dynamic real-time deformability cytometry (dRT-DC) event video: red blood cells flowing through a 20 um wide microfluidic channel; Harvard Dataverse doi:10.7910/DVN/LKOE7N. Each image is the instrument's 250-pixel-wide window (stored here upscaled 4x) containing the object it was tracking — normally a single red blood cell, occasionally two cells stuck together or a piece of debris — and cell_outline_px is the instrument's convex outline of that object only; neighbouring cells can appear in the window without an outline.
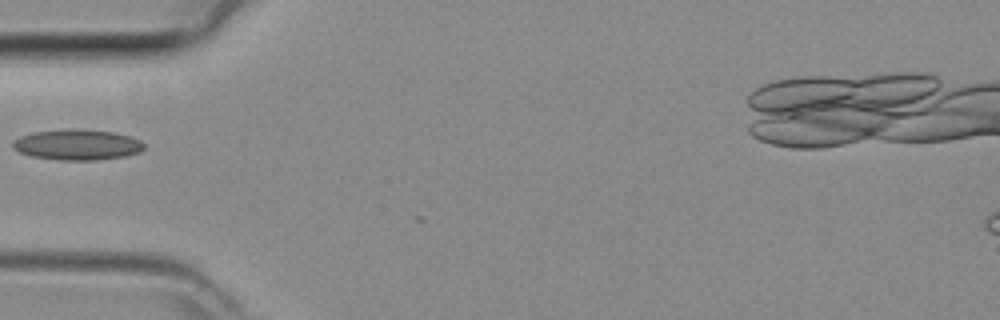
{"species": "common noctule bat (a hibernating species)", "species_latin": "Nyctalus noctula", "temperature_condition": "room temperature", "stored_images_in_passage": 6, "camera_frame_rate_fps": 3000, "um_per_image_px": 0.085, "animal": {"sex": "female", "body_mass_g": 29.2, "forearm_length_mm": 56.3}, "frame": {"image": 1, "passage_image": 1, "time_ms": 0.0, "image_size_px": [1000, 320], "cell_outline_px": [[144, 148], [140, 152], [124, 156], [96, 160], [60, 160], [32, 156], [20, 152], [12, 148], [12, 140], [20, 136], [32, 132], [68, 128], [80, 128], [112, 132], [128, 136], [140, 140], [144, 144]], "centroid_in_image_um": [6.53, 12.28], "position_along_channel_um": 78.5, "area_um2": 23.58}}
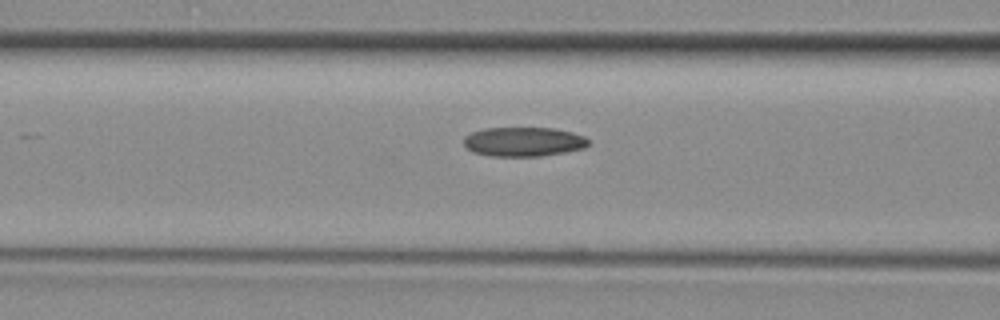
{"frame": {"image": 2, "passage_image": 4, "time_ms": 1.0, "image_size_px": [1000, 320], "cell_outline_px": [[588, 144], [584, 148], [564, 152], [540, 156], [488, 156], [472, 152], [464, 144], [464, 136], [472, 132], [484, 128], [552, 128], [572, 132], [584, 136], [588, 140]], "centroid_in_image_um": [44.47, 12.05], "position_along_channel_um": 122.1, "area_um2": 21.27}}